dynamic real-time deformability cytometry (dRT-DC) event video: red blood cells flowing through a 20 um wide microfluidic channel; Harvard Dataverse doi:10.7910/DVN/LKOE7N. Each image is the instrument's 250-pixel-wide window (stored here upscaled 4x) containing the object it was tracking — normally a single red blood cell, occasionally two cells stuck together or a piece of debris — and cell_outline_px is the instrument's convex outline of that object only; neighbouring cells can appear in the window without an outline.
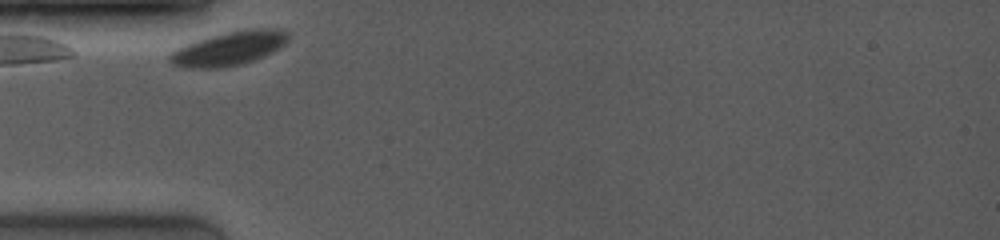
{"species": "common noctule bat (a hibernating species)", "species_latin": "Nyctalus noctula", "temperature_condition": "room temperature", "stored_images_in_passage": 6, "camera_frame_rate_fps": 4000, "um_per_image_px": 0.085, "animal": {"sex": "female", "body_mass_g": 19.0, "forearm_length_mm": 53.3}, "frame": {"image": 1, "passage_image": 1, "time_ms": 0.0, "image_size_px": [1000, 240], "cell_outline_px": [[288, 40], [284, 44], [272, 52], [264, 56], [240, 64], [220, 68], [184, 68], [172, 64], [168, 60], [168, 56], [172, 52], [188, 44], [212, 36], [228, 32], [252, 28], [276, 28], [288, 32]], "centroid_in_image_um": [19.49, 4.12], "position_along_channel_um": 65.5, "area_um2": 23.0}}